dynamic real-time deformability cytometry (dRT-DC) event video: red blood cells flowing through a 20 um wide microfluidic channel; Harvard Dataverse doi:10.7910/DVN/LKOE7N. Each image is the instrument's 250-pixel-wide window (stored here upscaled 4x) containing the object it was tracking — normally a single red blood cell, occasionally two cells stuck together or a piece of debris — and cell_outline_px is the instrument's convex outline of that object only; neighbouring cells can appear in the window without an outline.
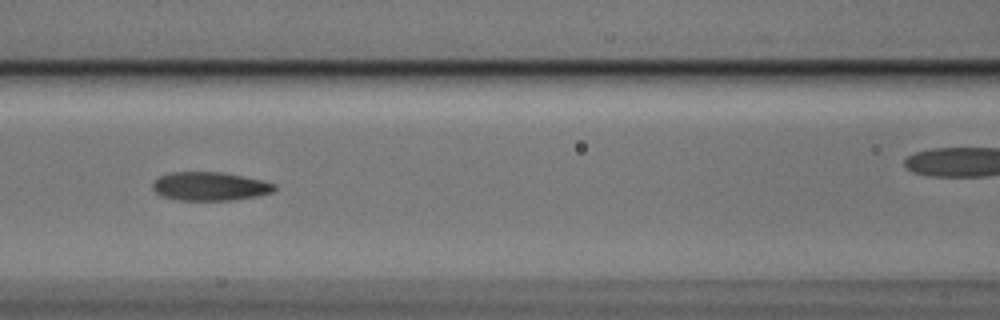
{"species": "Egyptian fruit bat (a non-hibernating species)", "species_latin": "Rousettus aegyptiacus", "temperature_condition": "cold", "stored_images_in_passage": 55, "camera_frame_rate_fps": 3000, "um_per_image_px": 0.085, "animal": {"sex": "male"}, "frame": {"image": 1, "passage_image": 24, "time_ms": 7.667, "image_size_px": [1000, 320], "cell_outline_px": [[276, 188], [272, 192], [260, 196], [232, 200], [180, 200], [164, 196], [156, 192], [152, 188], [152, 184], [160, 176], [168, 172], [220, 172], [260, 180], [276, 184]], "centroid_in_image_um": [17.85, 15.84], "position_along_channel_um": 148.8, "area_um2": 20.11}}
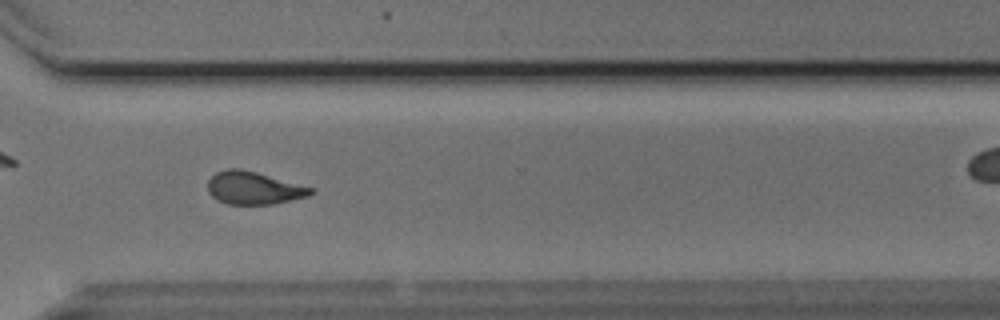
{"frame": {"image": 2, "passage_image": 40, "time_ms": 13.0, "image_size_px": [1000, 320], "cell_outline_px": [[316, 192], [308, 196], [272, 204], [228, 204], [216, 200], [208, 192], [208, 180], [216, 172], [228, 168], [240, 168], [256, 172], [316, 188]], "centroid_in_image_um": [21.58, 15.97], "position_along_channel_um": 349.0, "area_um2": 19.77}, "authors_computed_cell_mechanics": {"area_um2": 20.1144, "velocity_mm_per_s": 3.765, "shape_relaxation_time_tau1_ms": 5.3417, "shape_relaxation_time_tau2_ms": 3.44, "deformation_change_tau1": 0.1703, "deformation_change_tau2": 0.0966}}